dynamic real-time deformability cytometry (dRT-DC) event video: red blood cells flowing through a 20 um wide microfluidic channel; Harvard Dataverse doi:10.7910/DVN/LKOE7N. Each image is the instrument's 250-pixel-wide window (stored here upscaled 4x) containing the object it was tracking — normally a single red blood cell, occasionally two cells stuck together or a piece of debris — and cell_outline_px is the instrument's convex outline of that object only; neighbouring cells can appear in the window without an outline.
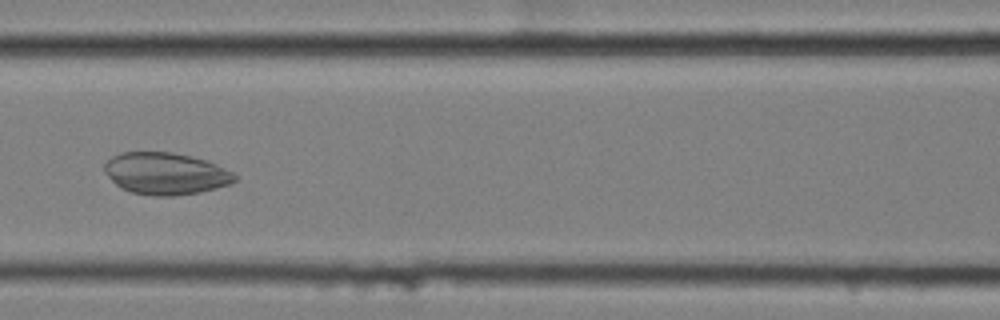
{"species": "common noctule bat (a hibernating species)", "species_latin": "Nyctalus noctula", "temperature_condition": "cold", "stored_images_in_passage": 52, "camera_frame_rate_fps": 3000, "um_per_image_px": 0.085, "animal": {"sex": "female", "body_mass_g": 25.1}, "frame": {"image": 1, "passage_image": 20, "time_ms": 6.333, "image_size_px": [1000, 320], "cell_outline_px": [[236, 180], [232, 184], [200, 192], [172, 196], [152, 196], [132, 192], [120, 188], [104, 172], [104, 164], [112, 156], [120, 152], [172, 152], [208, 160], [232, 172], [236, 176]], "centroid_in_image_um": [14.08, 14.75], "position_along_channel_um": 152.5, "area_um2": 31.96}}
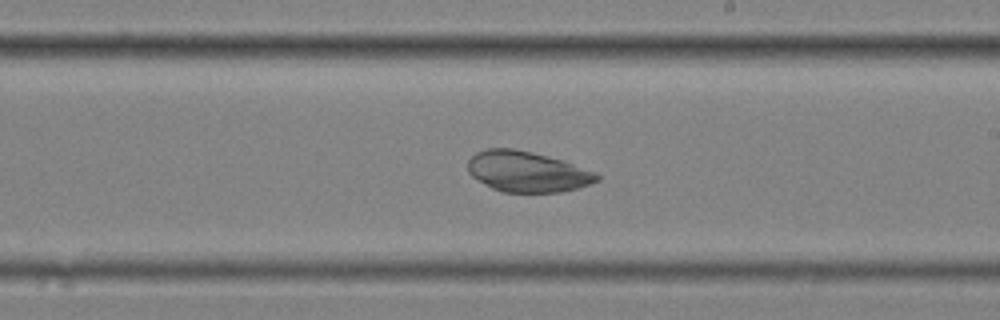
{"frame": {"image": 2, "passage_image": 28, "time_ms": 9.0, "image_size_px": [1000, 320], "cell_outline_px": [[600, 180], [580, 188], [560, 192], [504, 192], [492, 188], [472, 176], [468, 172], [468, 160], [476, 152], [488, 148], [512, 148], [532, 152], [564, 160], [596, 172], [600, 176]], "centroid_in_image_um": [44.84, 14.59], "position_along_channel_um": 244.2, "area_um2": 30.69}}
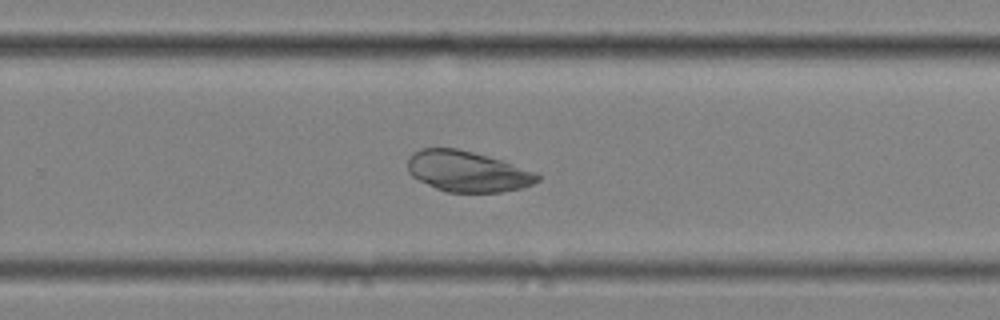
{"frame": {"image": 3, "passage_image": 32, "time_ms": 10.333, "image_size_px": [1000, 320], "cell_outline_px": [[540, 180], [524, 188], [500, 192], [448, 192], [436, 188], [412, 176], [408, 172], [408, 156], [412, 152], [420, 148], [456, 148], [472, 152], [500, 160], [536, 172], [540, 176]], "centroid_in_image_um": [39.72, 14.57], "position_along_channel_um": 290.1, "area_um2": 30.69}}